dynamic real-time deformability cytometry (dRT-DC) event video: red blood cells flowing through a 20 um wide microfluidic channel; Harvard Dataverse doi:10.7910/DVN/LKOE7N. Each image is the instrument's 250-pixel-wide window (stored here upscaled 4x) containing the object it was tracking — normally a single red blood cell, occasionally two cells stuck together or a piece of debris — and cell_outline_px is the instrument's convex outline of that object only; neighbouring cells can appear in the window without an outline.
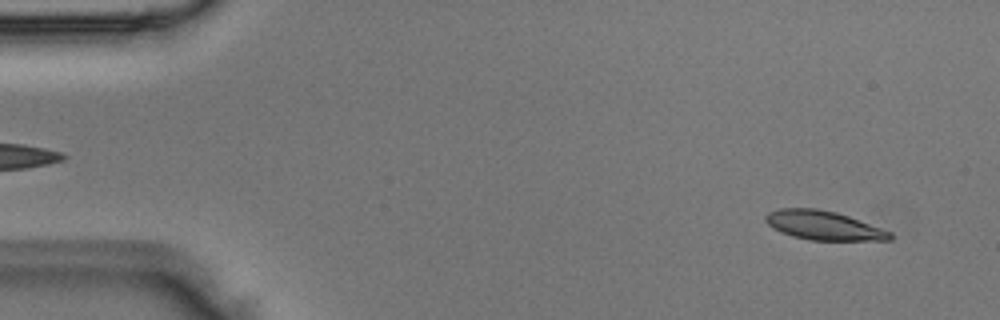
{"species": "Egyptian fruit bat (a non-hibernating species)", "species_latin": "Rousettus aegyptiacus", "temperature_condition": "room temperature", "stored_images_in_passage": 5, "segment_of_instrument_passage": [2, 2], "camera_frame_rate_fps": 3000, "um_per_image_px": 0.085, "animal": {"sex": "male"}, "frame": {"image": 1, "passage_image": 5, "time_ms": 1.333, "image_size_px": [1000, 320], "cell_outline_px": [[892, 240], [808, 240], [792, 236], [780, 232], [772, 228], [764, 220], [764, 216], [768, 212], [780, 208], [816, 208], [836, 212], [848, 216], [892, 232]], "centroid_in_image_um": [69.96, 19.16], "position_along_channel_um": 15.0, "area_um2": 21.1}}